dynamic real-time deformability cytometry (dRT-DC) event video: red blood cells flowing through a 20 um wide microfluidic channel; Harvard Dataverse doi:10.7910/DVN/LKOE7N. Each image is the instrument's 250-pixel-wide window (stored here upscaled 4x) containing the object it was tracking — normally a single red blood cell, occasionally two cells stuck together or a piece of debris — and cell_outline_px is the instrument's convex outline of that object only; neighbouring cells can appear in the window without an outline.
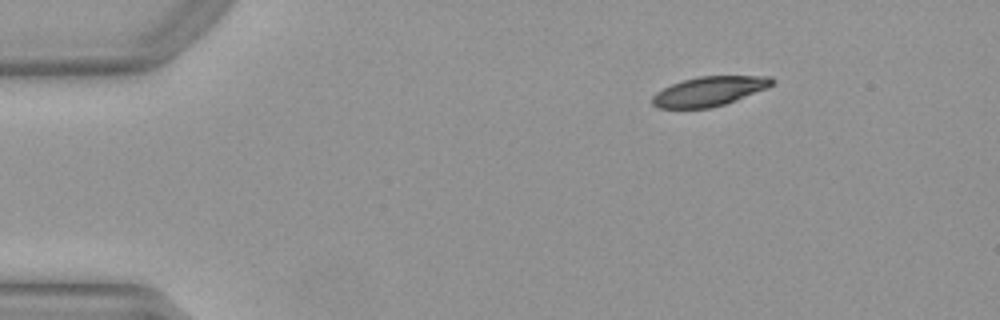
{"species": "Egyptian fruit bat (a non-hibernating species)", "species_latin": "Rousettus aegyptiacus", "temperature_condition": "warm", "stored_images_in_passage": 45, "camera_frame_rate_fps": 3000, "um_per_image_px": 0.085, "animal": {"sex": "female"}, "frame": {"image": 1, "passage_image": 1, "time_ms": 0.0, "image_size_px": [1000, 320], "cell_outline_px": [[776, 80], [768, 88], [724, 104], [708, 108], [656, 108], [652, 104], [652, 96], [656, 92], [672, 84], [684, 80], [700, 76], [772, 76]], "centroid_in_image_um": [60.29, 7.75], "position_along_channel_um": 24.7, "area_um2": 20.46}}
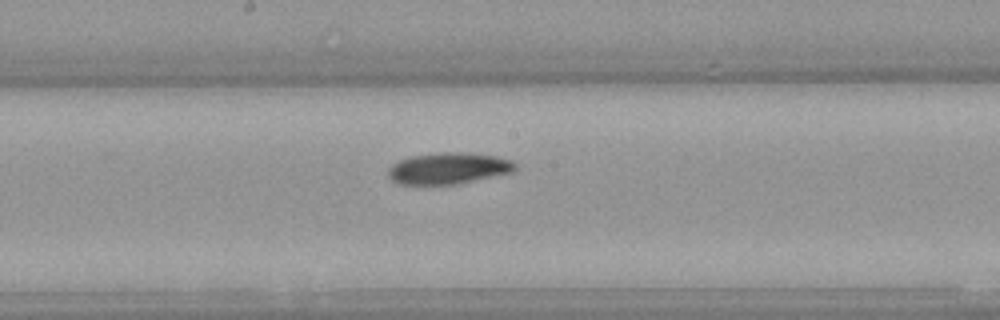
{"frame": {"image": 2, "passage_image": 21, "time_ms": 6.667, "image_size_px": [1000, 320], "cell_outline_px": [[516, 168], [512, 172], [456, 184], [400, 184], [392, 180], [388, 176], [388, 168], [392, 164], [400, 160], [412, 156], [440, 152], [460, 152], [496, 156], [512, 160], [516, 164]], "centroid_in_image_um": [38.11, 14.3], "position_along_channel_um": 210.1, "area_um2": 23.06}}
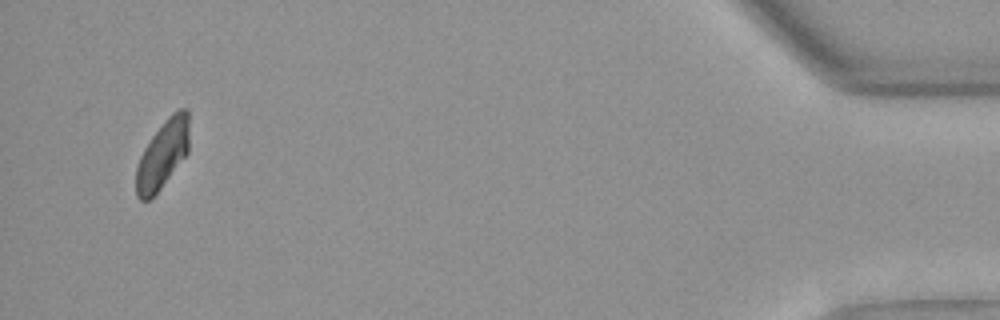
{"frame": {"image": 3, "passage_image": 43, "time_ms": 14.0, "image_size_px": [1000, 320], "cell_outline_px": [[188, 152], [160, 188], [148, 200], [140, 200], [136, 196], [136, 168], [140, 156], [144, 148], [152, 136], [168, 116], [176, 108], [188, 108]], "centroid_in_image_um": [13.82, 13.09], "position_along_channel_um": 421.4, "area_um2": 20.81}, "authors_computed_cell_mechanics": {"area_um2": 22.4264, "velocity_mm_per_s": 3.9573, "shape_relaxation_time_tau1_ms": 3.1026, "shape_relaxation_time_tau2_ms": null, "deformation_change_tau1": 0.1463, "deformation_change_tau2": null}}